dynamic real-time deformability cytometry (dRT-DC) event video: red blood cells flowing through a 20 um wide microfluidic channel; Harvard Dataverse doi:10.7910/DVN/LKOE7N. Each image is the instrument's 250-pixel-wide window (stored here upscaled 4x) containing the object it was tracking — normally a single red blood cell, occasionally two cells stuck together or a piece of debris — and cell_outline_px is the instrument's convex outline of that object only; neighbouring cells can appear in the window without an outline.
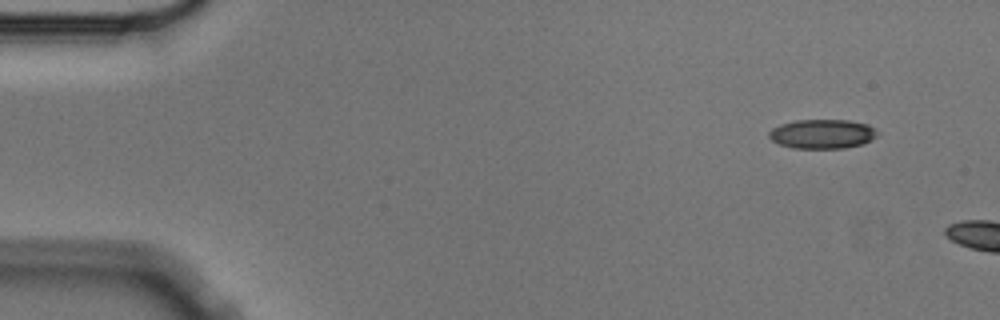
{"species": "Egyptian fruit bat (a non-hibernating species)", "species_latin": "Rousettus aegyptiacus", "temperature_condition": "cold", "stored_images_in_passage": 3, "camera_frame_rate_fps": 3000, "um_per_image_px": 0.085, "animal": {"sex": "male"}, "frame": {"image": 1, "passage_image": 1, "time_ms": 0.0, "image_size_px": [1000, 320], "cell_outline_px": [[880, 132], [872, 140], [864, 144], [844, 148], [792, 148], [780, 144], [772, 140], [768, 136], [768, 132], [772, 128], [780, 124], [796, 120], [848, 120], [868, 124], [876, 128]], "centroid_in_image_um": [69.93, 11.38], "position_along_channel_um": 15.1, "area_um2": 18.73}}